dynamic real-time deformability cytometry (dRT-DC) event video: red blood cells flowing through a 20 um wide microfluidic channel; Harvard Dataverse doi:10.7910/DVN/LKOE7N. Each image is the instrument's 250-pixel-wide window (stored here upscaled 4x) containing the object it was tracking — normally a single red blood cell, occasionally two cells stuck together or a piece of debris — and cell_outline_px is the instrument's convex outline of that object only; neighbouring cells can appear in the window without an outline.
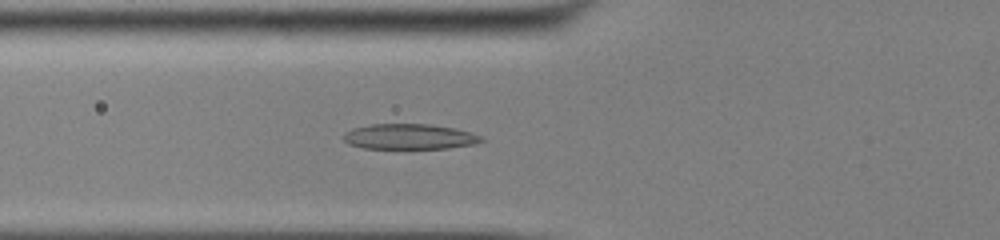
{"species": "common noctule bat (a hibernating species)", "species_latin": "Nyctalus noctula", "temperature_condition": "cold", "stored_images_in_passage": 54, "camera_frame_rate_fps": 3000, "um_per_image_px": 0.085, "animal": {"sex": "male", "body_mass_g": 13.0, "forearm_length_mm": 53.1}, "frame": {"image": 1, "passage_image": 22, "time_ms": 7.0, "image_size_px": [1000, 240], "cell_outline_px": [[488, 140], [476, 144], [448, 148], [364, 148], [348, 144], [344, 140], [344, 132], [352, 128], [372, 124], [428, 124], [456, 128], [472, 132]], "centroid_in_image_um": [34.84, 11.61], "position_along_channel_um": 91.0, "area_um2": 20.52}}
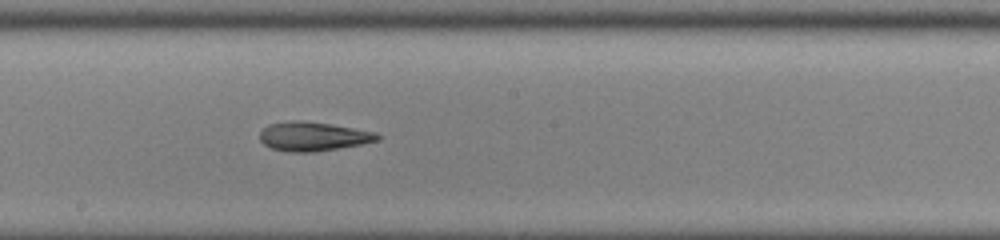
{"frame": {"image": 2, "passage_image": 32, "time_ms": 10.333, "image_size_px": [1000, 240], "cell_outline_px": [[380, 140], [360, 144], [312, 152], [288, 152], [272, 148], [264, 144], [260, 140], [260, 132], [268, 124], [292, 120], [304, 120], [376, 132], [380, 136]], "centroid_in_image_um": [26.58, 11.59], "position_along_channel_um": 221.6, "area_um2": 19.71}}
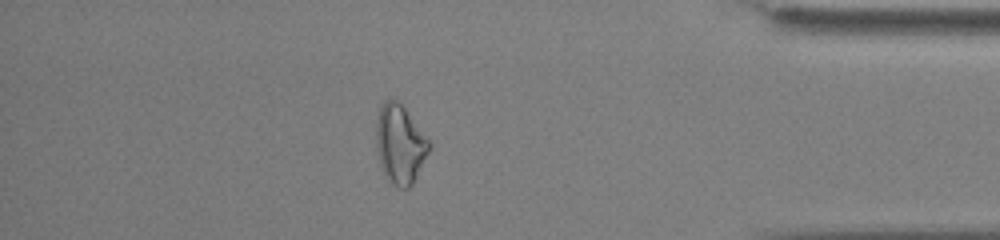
{"frame": {"image": 3, "passage_image": 48, "time_ms": 15.667, "image_size_px": [1000, 240], "cell_outline_px": [[432, 148], [412, 184], [408, 188], [400, 188], [392, 184], [384, 176], [380, 164], [376, 148], [376, 120], [380, 104], [384, 100], [400, 100], [432, 144]], "centroid_in_image_um": [34.0, 12.23], "position_along_channel_um": 401.2, "area_um2": 24.85}, "authors_computed_cell_mechanics": {"area_um2": 22.1374, "velocity_mm_per_s": 3.9091, "shape_relaxation_time_tau1_ms": 4.4788, "shape_relaxation_time_tau2_ms": 4.5276, "deformation_change_tau1": 0.1562, "deformation_change_tau2": 0.1346}}